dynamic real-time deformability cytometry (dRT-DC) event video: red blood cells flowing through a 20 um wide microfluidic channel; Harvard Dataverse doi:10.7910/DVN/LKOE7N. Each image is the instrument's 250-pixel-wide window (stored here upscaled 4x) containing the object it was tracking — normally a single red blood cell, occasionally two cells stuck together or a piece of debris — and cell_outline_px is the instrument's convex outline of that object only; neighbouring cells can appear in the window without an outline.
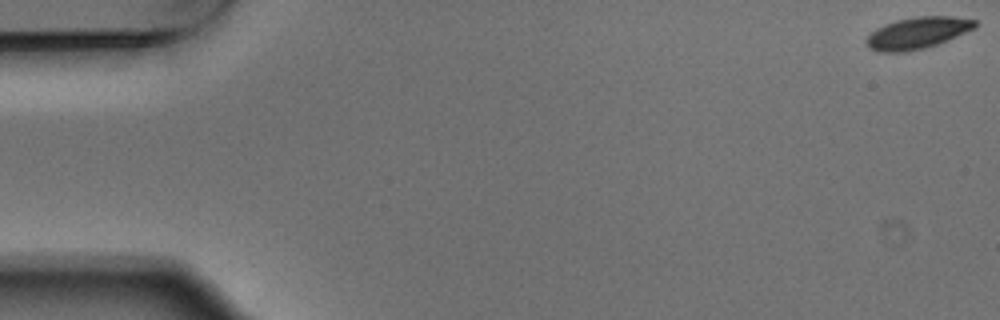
{"species": "Egyptian fruit bat (a non-hibernating species)", "species_latin": "Rousettus aegyptiacus", "temperature_condition": "warm", "stored_images_in_passage": 6, "segment_of_instrument_passage": [1, 2], "camera_frame_rate_fps": 3000, "um_per_image_px": 0.085, "animal": {"sex": "male"}, "frame": {"image": 1, "passage_image": 1, "time_ms": 0.0, "image_size_px": [1000, 320], "cell_outline_px": [[976, 28], [948, 40], [924, 48], [904, 52], [880, 52], [868, 48], [864, 40], [876, 28], [884, 24], [896, 20], [916, 16], [952, 16], [976, 20]], "centroid_in_image_um": [77.97, 2.8], "position_along_channel_um": 7.0, "area_um2": 20.11}}
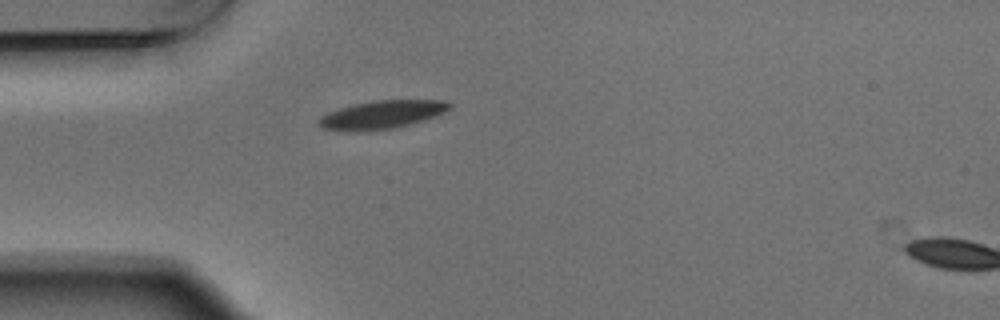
{"frame": {"image": 2, "passage_image": 5, "time_ms": 1.333, "image_size_px": [1000, 320], "cell_outline_px": [[452, 108], [436, 116], [424, 120], [396, 128], [324, 128], [316, 120], [320, 116], [328, 112], [340, 108], [356, 104], [376, 100], [444, 100], [452, 104]], "centroid_in_image_um": [32.59, 9.68], "position_along_channel_um": 52.4, "area_um2": 20.46}}